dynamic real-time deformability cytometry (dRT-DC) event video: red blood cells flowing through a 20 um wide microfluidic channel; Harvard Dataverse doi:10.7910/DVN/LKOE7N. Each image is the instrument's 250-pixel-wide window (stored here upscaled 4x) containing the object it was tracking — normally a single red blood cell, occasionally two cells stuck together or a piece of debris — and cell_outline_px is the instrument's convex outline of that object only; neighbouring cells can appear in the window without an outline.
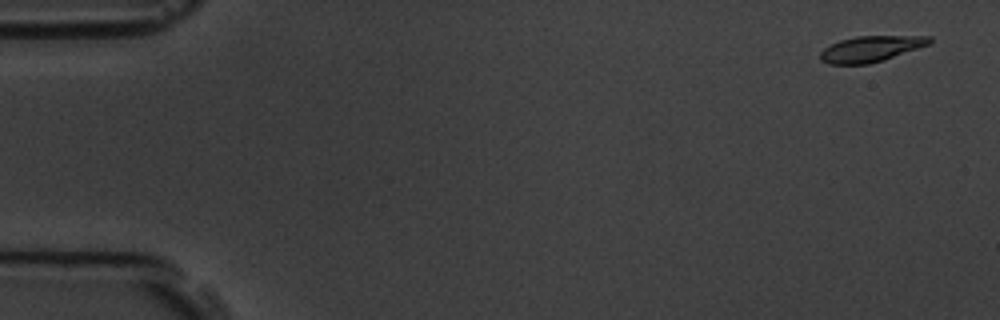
{"species": "common noctule bat (a hibernating species)", "species_latin": "Nyctalus noctula", "temperature_condition": "room temperature", "stored_images_in_passage": 6, "segment_of_instrument_passage": [1, 2], "camera_frame_rate_fps": 3000, "um_per_image_px": 0.085, "animal": {"sex": "male", "body_mass_g": 19.5, "forearm_length_mm": 54.6}, "frame": {"image": 1, "passage_image": 1, "time_ms": 0.0, "image_size_px": [1000, 320], "cell_outline_px": [[932, 40], [928, 44], [884, 60], [868, 64], [828, 64], [820, 60], [820, 52], [824, 48], [840, 40], [856, 36], [932, 36]], "centroid_in_image_um": [73.99, 4.15], "position_along_channel_um": 11.0, "area_um2": 16.3}}